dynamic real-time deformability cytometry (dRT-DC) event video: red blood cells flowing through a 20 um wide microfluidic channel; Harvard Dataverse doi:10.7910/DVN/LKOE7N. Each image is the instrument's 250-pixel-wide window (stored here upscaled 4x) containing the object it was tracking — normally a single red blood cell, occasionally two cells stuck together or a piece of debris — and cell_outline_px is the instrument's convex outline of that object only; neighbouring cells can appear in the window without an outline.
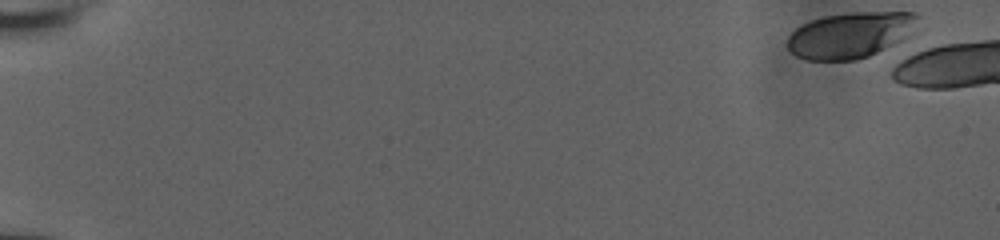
{"species": "human", "species_latin": "Homo sapiens", "temperature_condition": "room temperature", "stored_images_in_passage": 48, "camera_frame_rate_fps": 3000, "um_per_image_px": 0.085, "donor": {"sex": "male"}, "frame": {"image": 1, "passage_image": 1, "time_ms": 0.0, "image_size_px": [1000, 240], "cell_outline_px": [[920, 16], [900, 40], [868, 56], [856, 60], [808, 60], [796, 56], [788, 48], [788, 36], [796, 28], [812, 20], [824, 16], [856, 12], [916, 12]], "centroid_in_image_um": [72.2, 2.97], "position_along_channel_um": 12.8, "area_um2": 33.99}}
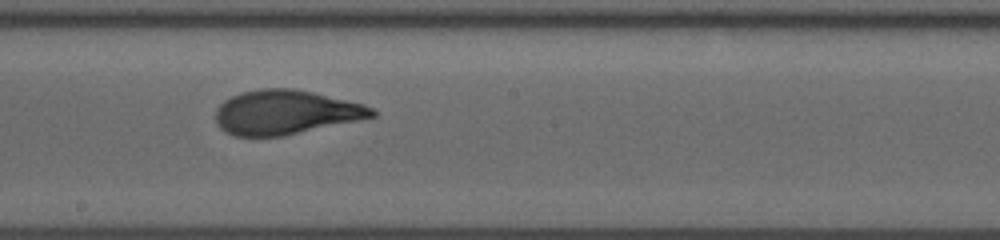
{"frame": {"image": 2, "passage_image": 32, "time_ms": 10.333, "image_size_px": [1000, 240], "cell_outline_px": [[376, 116], [360, 120], [284, 136], [236, 136], [224, 132], [216, 124], [216, 108], [224, 100], [240, 92], [260, 88], [292, 88], [312, 92], [364, 104], [372, 108], [376, 112]], "centroid_in_image_um": [24.25, 9.55], "position_along_channel_um": 223.9, "area_um2": 40.52}}
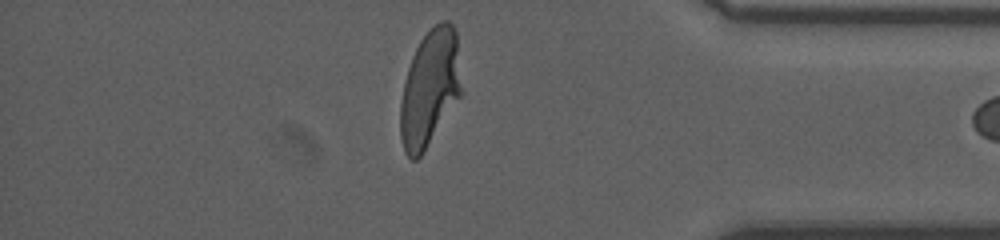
{"frame": {"image": 3, "passage_image": 47, "time_ms": 15.333, "image_size_px": [1000, 240], "cell_outline_px": [[460, 96], [424, 152], [416, 160], [412, 160], [404, 152], [400, 136], [400, 104], [404, 84], [408, 68], [412, 56], [420, 40], [440, 20], [448, 20], [452, 24], [456, 32], [460, 88]], "centroid_in_image_um": [36.5, 7.52], "position_along_channel_um": 398.7, "area_um2": 40.92}}